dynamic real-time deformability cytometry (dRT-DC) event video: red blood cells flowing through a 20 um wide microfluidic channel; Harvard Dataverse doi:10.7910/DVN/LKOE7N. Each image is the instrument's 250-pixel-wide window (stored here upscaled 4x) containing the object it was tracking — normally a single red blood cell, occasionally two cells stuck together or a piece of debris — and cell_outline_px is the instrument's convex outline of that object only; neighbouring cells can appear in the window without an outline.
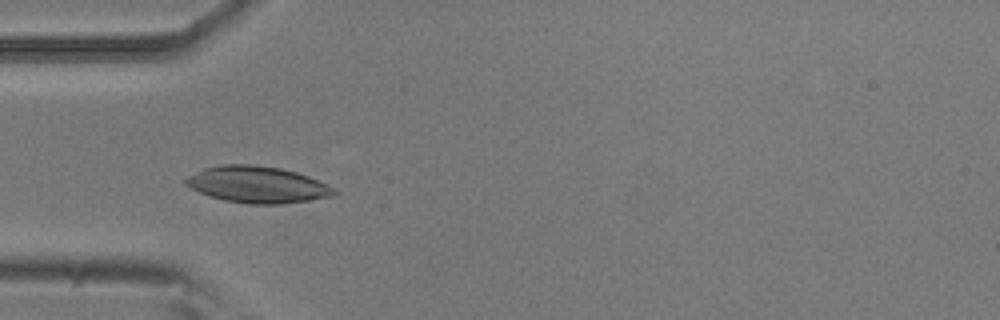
{"species": "common noctule bat (a hibernating species)", "species_latin": "Nyctalus noctula", "temperature_condition": "room temperature", "stored_images_in_passage": 6, "camera_frame_rate_fps": 3000, "um_per_image_px": 0.085, "animal": {"sex": "male", "body_mass_g": 20.5, "forearm_length_mm": 52.5}, "frame": {"image": 1, "passage_image": 3, "time_ms": 0.667, "image_size_px": [1000, 320], "cell_outline_px": [[340, 192], [336, 196], [280, 204], [248, 204], [224, 200], [208, 196], [184, 184], [184, 180], [188, 176], [204, 168], [220, 164], [252, 164], [280, 168], [296, 172], [308, 176]], "centroid_in_image_um": [21.86, 15.69], "position_along_channel_um": 63.1, "area_um2": 31.56}}